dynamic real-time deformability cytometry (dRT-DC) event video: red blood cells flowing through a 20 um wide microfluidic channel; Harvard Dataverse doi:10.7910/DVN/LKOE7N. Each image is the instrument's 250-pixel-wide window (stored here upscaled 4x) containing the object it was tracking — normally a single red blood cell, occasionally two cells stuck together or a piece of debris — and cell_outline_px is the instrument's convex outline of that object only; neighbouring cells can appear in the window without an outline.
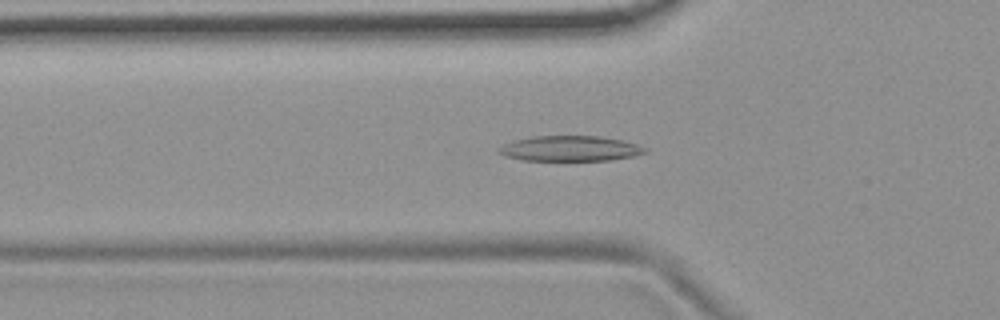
{"species": "common noctule bat (a hibernating species)", "species_latin": "Nyctalus noctula", "temperature_condition": "room temperature", "stored_images_in_passage": 41, "camera_frame_rate_fps": 3000, "um_per_image_px": 0.085, "animal": {"sex": "female", "body_mass_g": 19.9}, "frame": {"image": 1, "passage_image": 5, "time_ms": 1.333, "image_size_px": [1000, 320], "cell_outline_px": [[648, 152], [632, 156], [612, 160], [524, 160], [504, 156], [496, 152], [496, 148], [512, 140], [532, 136], [600, 136], [620, 140], [636, 144], [648, 148]], "centroid_in_image_um": [48.41, 12.62], "position_along_channel_um": 77.4, "area_um2": 21.68}}
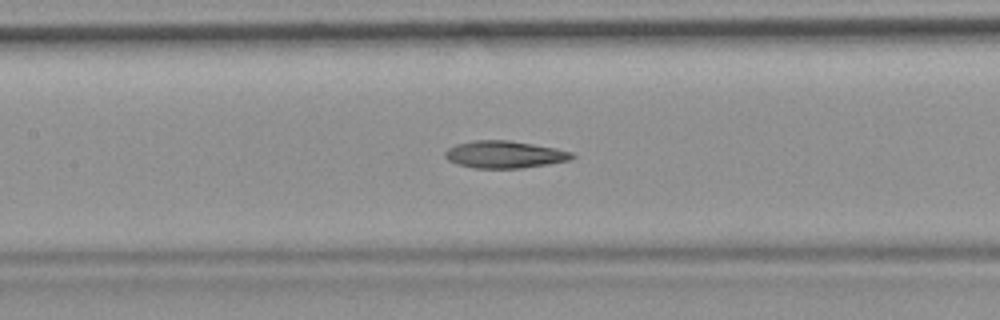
{"frame": {"image": 2, "passage_image": 12, "time_ms": 3.667, "image_size_px": [1000, 320], "cell_outline_px": [[576, 156], [568, 160], [548, 164], [520, 168], [472, 168], [456, 164], [448, 160], [444, 156], [444, 152], [448, 148], [456, 144], [472, 140], [508, 140], [556, 148], [572, 152]], "centroid_in_image_um": [42.84, 13.13], "position_along_channel_um": 164.6, "area_um2": 20.17}}
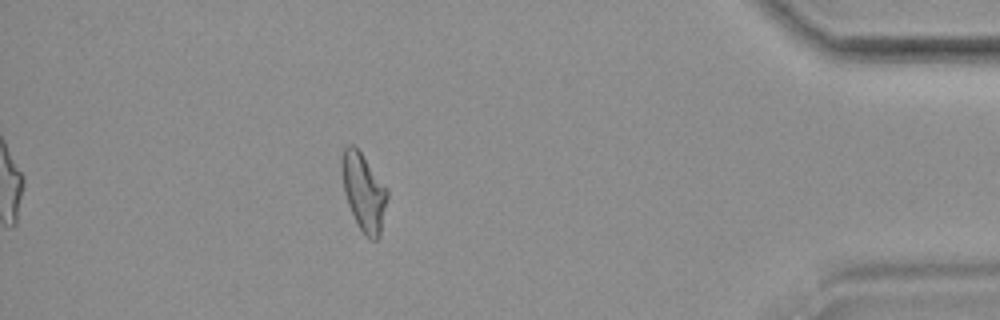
{"frame": {"image": 3, "passage_image": 35, "time_ms": 11.333, "image_size_px": [1000, 320], "cell_outline_px": [[388, 196], [380, 236], [376, 240], [372, 240], [360, 228], [348, 204], [344, 192], [340, 168], [340, 160], [344, 148], [348, 144], [352, 144], [360, 152], [388, 188]], "centroid_in_image_um": [30.91, 16.28], "position_along_channel_um": 404.3, "area_um2": 20.46}, "authors_computed_cell_mechanics": {"area_um2": 20.4612, "velocity_mm_per_s": 3.7199, "shape_relaxation_time_tau1_ms": 11.2627, "shape_relaxation_time_tau2_ms": 2.3871, "deformation_change_tau1": 0.2611, "deformation_change_tau2": 0.0988}}